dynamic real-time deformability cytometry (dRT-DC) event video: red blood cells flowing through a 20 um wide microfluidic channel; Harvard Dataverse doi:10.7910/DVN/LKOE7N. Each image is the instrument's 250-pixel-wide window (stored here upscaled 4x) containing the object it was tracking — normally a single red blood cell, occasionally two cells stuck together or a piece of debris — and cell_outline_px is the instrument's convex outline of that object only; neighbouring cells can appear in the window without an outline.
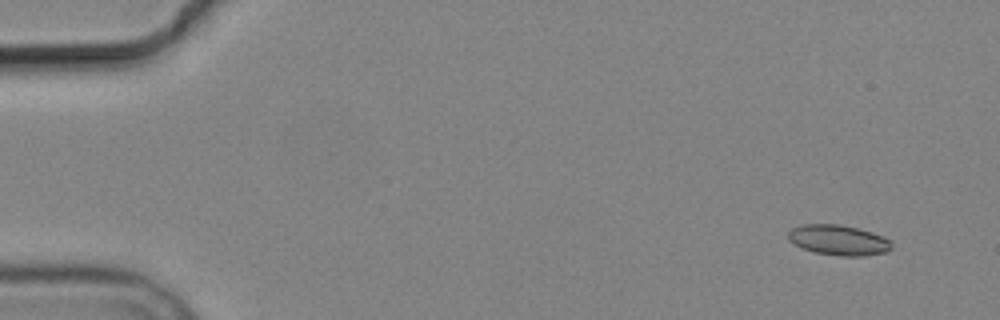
{"species": "common noctule bat (a hibernating species)", "species_latin": "Nyctalus noctula", "temperature_condition": "cold", "stored_images_in_passage": 4, "camera_frame_rate_fps": 3000, "um_per_image_px": 0.085, "animal": {"sex": "male", "body_mass_g": 19.2, "forearm_length_mm": 51.8}, "frame": {"image": 1, "passage_image": 1, "time_ms": 0.0, "image_size_px": [1000, 320], "cell_outline_px": [[892, 248], [888, 252], [864, 256], [844, 256], [816, 252], [804, 248], [788, 240], [788, 232], [792, 228], [800, 224], [840, 224], [872, 232], [884, 236], [892, 240]], "centroid_in_image_um": [71.32, 20.4], "position_along_channel_um": 13.7, "area_um2": 18.32}}
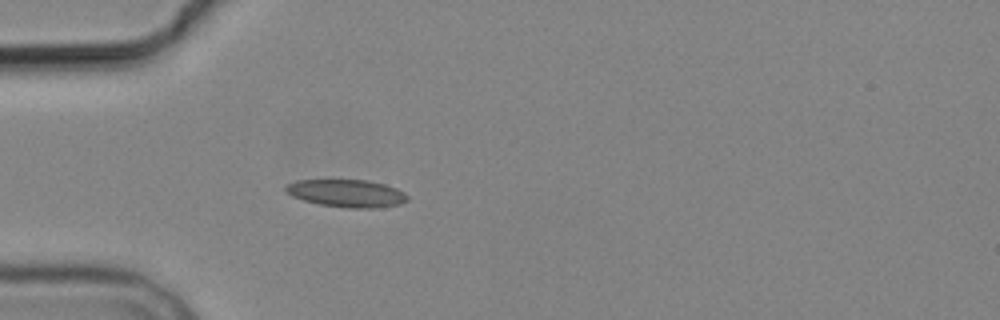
{"frame": {"image": 2, "passage_image": 4, "time_ms": 4.333, "image_size_px": [1000, 320], "cell_outline_px": [[408, 200], [400, 204], [372, 208], [348, 208], [320, 204], [304, 200], [292, 196], [284, 192], [284, 188], [288, 184], [296, 180], [368, 180], [384, 184], [396, 188], [404, 192], [408, 196]], "centroid_in_image_um": [29.46, 16.42], "position_along_channel_um": 55.5, "area_um2": 19.54}}